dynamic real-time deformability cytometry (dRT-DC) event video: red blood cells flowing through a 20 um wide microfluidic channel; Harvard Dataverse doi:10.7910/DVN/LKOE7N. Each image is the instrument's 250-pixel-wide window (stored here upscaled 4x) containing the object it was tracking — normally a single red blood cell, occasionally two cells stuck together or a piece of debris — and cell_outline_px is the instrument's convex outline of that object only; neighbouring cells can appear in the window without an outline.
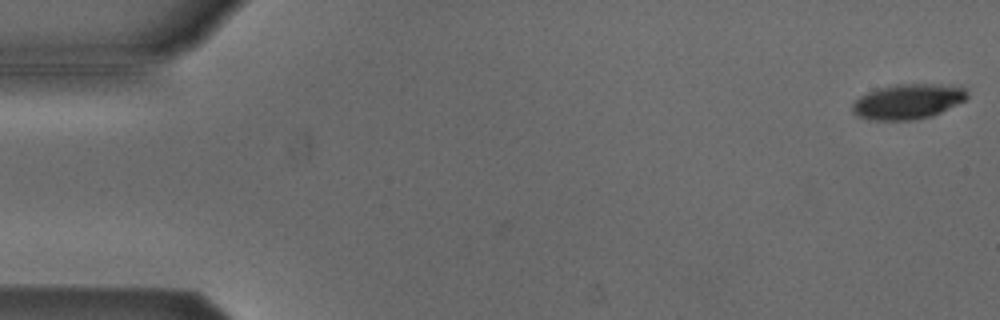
{"species": "Egyptian fruit bat (a non-hibernating species)", "species_latin": "Rousettus aegyptiacus", "temperature_condition": "cold", "stored_images_in_passage": 5, "camera_frame_rate_fps": 3000, "um_per_image_px": 0.085, "animal": {"sex": "male"}, "frame": {"image": 1, "passage_image": 1, "time_ms": 0.0, "image_size_px": [1000, 320], "cell_outline_px": [[968, 96], [964, 100], [932, 116], [916, 120], [872, 120], [856, 116], [852, 112], [852, 104], [860, 96], [876, 88], [896, 84], [940, 84], [964, 88], [968, 92]], "centroid_in_image_um": [77.13, 8.63], "position_along_channel_um": 7.9, "area_um2": 23.47}}